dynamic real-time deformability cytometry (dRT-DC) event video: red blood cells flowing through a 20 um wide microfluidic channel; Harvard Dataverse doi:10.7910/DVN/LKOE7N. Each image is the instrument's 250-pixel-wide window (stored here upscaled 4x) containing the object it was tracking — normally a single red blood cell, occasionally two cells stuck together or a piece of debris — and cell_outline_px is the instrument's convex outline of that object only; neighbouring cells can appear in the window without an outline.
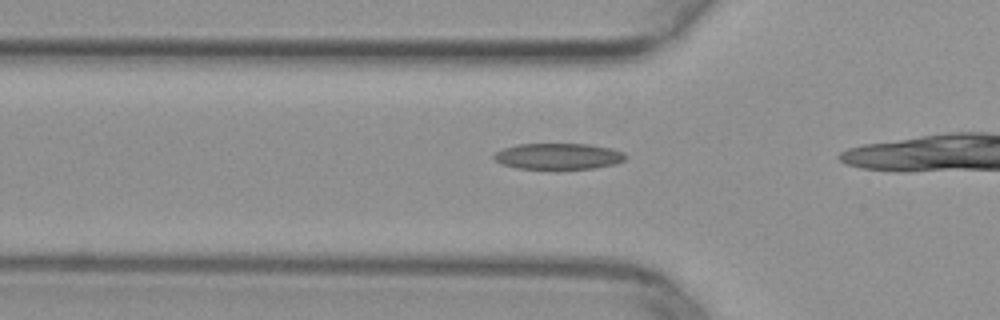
{"species": "common noctule bat (a hibernating species)", "species_latin": "Nyctalus noctula", "temperature_condition": "warm", "stored_images_in_passage": 8, "camera_frame_rate_fps": 3000, "um_per_image_px": 0.085, "animal": {"sex": "female", "body_mass_g": 29.2, "forearm_length_mm": 56.3}, "frame": {"image": 1, "passage_image": 3, "time_ms": 0.667, "image_size_px": [1000, 320], "cell_outline_px": [[624, 160], [616, 164], [596, 168], [556, 172], [516, 168], [500, 164], [492, 156], [496, 152], [504, 148], [516, 144], [588, 144], [612, 148], [624, 152]], "centroid_in_image_um": [47.44, 13.33], "position_along_channel_um": 78.4, "area_um2": 21.04}}
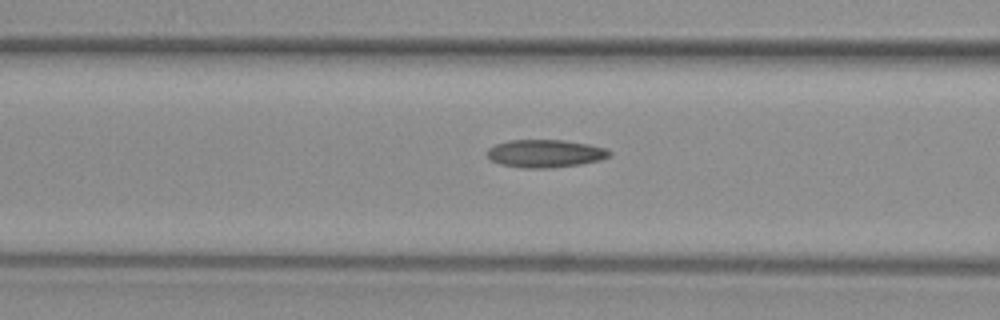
{"frame": {"image": 2, "passage_image": 6, "time_ms": 1.667, "image_size_px": [1000, 320], "cell_outline_px": [[612, 152], [608, 156], [600, 160], [580, 164], [552, 168], [520, 168], [500, 164], [492, 160], [488, 156], [488, 148], [496, 144], [508, 140], [564, 140], [588, 144], [608, 148]], "centroid_in_image_um": [46.36, 13.05], "position_along_channel_um": 120.2, "area_um2": 19.88}}